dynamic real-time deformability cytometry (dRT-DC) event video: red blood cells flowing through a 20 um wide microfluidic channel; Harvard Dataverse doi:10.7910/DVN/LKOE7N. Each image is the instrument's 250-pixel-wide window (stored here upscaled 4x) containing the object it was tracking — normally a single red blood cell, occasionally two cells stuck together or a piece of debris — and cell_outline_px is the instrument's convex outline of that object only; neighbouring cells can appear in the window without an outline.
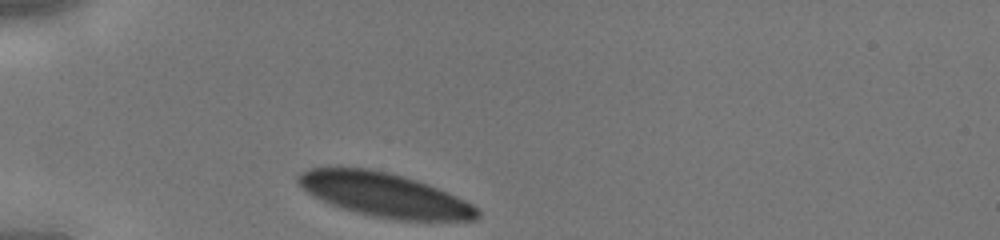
{"species": "human", "species_latin": "Homo sapiens", "temperature_condition": "cold", "stored_images_in_passage": 25, "camera_frame_rate_fps": 3000, "um_per_image_px": 0.085, "donor": {"sex": "male"}, "frame": {"image": 1, "passage_image": 1, "time_ms": 0.0, "image_size_px": [1000, 240], "cell_outline_px": [[480, 216], [476, 220], [396, 220], [372, 216], [356, 212], [332, 204], [308, 192], [296, 180], [296, 176], [300, 172], [308, 168], [368, 168], [388, 172], [404, 176], [428, 184], [448, 192], [472, 204], [480, 212]], "centroid_in_image_um": [32.72, 16.56], "position_along_channel_um": 52.3, "area_um2": 45.43}}
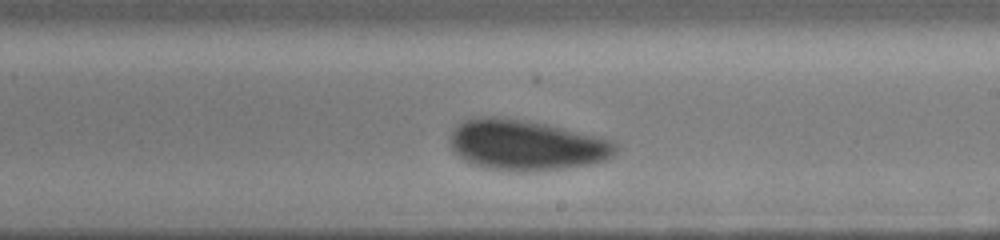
{"frame": {"image": 2, "passage_image": 15, "time_ms": 4.667, "image_size_px": [1000, 240], "cell_outline_px": [[620, 148], [608, 160], [596, 164], [532, 172], [512, 172], [488, 168], [472, 164], [464, 160], [452, 148], [452, 132], [464, 120], [480, 116], [496, 116], [524, 120], [544, 124], [600, 136], [616, 140], [620, 144]], "centroid_in_image_um": [44.84, 12.35], "position_along_channel_um": 244.2, "area_um2": 49.19}}
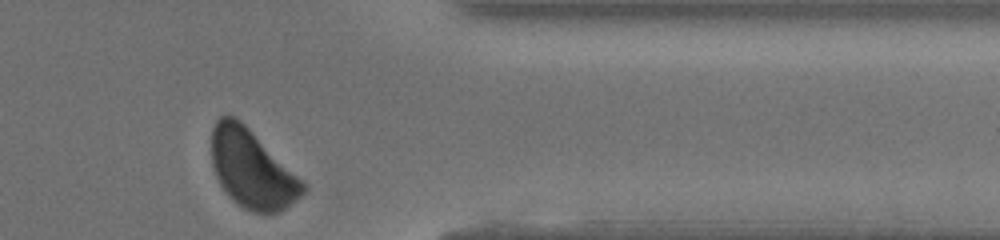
{"frame": {"image": 3, "passage_image": 25, "time_ms": 8.0, "image_size_px": [1000, 240], "cell_outline_px": [[308, 188], [296, 200], [284, 208], [276, 212], [252, 212], [244, 208], [220, 184], [216, 176], [212, 164], [212, 128], [216, 120], [220, 116], [232, 116], [240, 120]], "centroid_in_image_um": [21.37, 14.35], "position_along_channel_um": 390.0, "area_um2": 40.11}}